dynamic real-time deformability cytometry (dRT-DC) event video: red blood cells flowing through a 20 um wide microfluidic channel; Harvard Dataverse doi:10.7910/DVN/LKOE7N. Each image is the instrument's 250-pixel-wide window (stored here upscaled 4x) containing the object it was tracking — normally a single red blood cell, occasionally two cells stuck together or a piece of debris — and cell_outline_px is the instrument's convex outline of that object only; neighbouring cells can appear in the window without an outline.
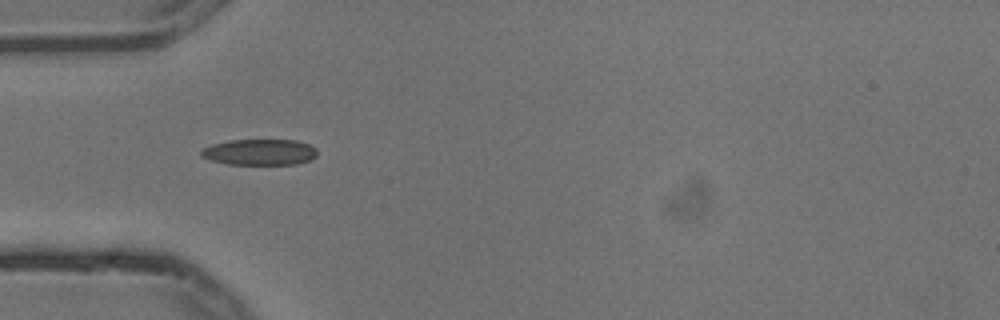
{"species": "common noctule bat (a hibernating species)", "species_latin": "Nyctalus noctula", "temperature_condition": "cold", "stored_images_in_passage": 5, "camera_frame_rate_fps": 3000, "um_per_image_px": 0.085, "animal": {"sex": "male", "body_mass_g": 13.3}, "frame": {"image": 1, "passage_image": 4, "time_ms": 1.0, "image_size_px": [1000, 320], "cell_outline_px": [[316, 156], [312, 160], [296, 164], [228, 164], [208, 160], [200, 156], [200, 152], [204, 148], [212, 144], [228, 140], [296, 140], [308, 144], [316, 148]], "centroid_in_image_um": [22.06, 12.93], "position_along_channel_um": 62.9, "area_um2": 17.69}}
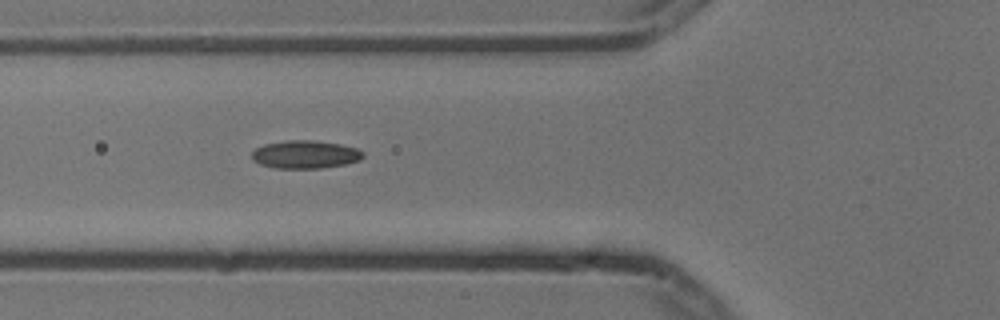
{"frame": {"image": 2, "passage_image": 5, "time_ms": 1.333, "image_size_px": [1000, 320], "cell_outline_px": [[364, 156], [360, 160], [348, 164], [320, 168], [272, 168], [260, 164], [252, 160], [252, 152], [256, 148], [264, 144], [284, 140], [312, 140], [340, 144], [356, 148], [364, 152]], "centroid_in_image_um": [25.94, 13.13], "position_along_channel_um": 99.9, "area_um2": 18.32}}